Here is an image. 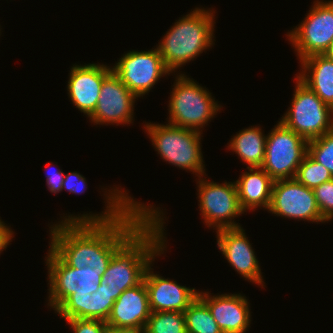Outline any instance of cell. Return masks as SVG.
I'll use <instances>...</instances> for the list:
<instances>
[{
	"label": "cell",
	"mask_w": 333,
	"mask_h": 333,
	"mask_svg": "<svg viewBox=\"0 0 333 333\" xmlns=\"http://www.w3.org/2000/svg\"><path fill=\"white\" fill-rule=\"evenodd\" d=\"M107 193L101 214L69 215L51 225L49 247L68 266L107 269L114 253L160 210L135 201L119 187Z\"/></svg>",
	"instance_id": "cell-1"
},
{
	"label": "cell",
	"mask_w": 333,
	"mask_h": 333,
	"mask_svg": "<svg viewBox=\"0 0 333 333\" xmlns=\"http://www.w3.org/2000/svg\"><path fill=\"white\" fill-rule=\"evenodd\" d=\"M161 212L153 214L112 256L102 282L115 301L122 292L140 284L147 267L164 253L167 244Z\"/></svg>",
	"instance_id": "cell-2"
},
{
	"label": "cell",
	"mask_w": 333,
	"mask_h": 333,
	"mask_svg": "<svg viewBox=\"0 0 333 333\" xmlns=\"http://www.w3.org/2000/svg\"><path fill=\"white\" fill-rule=\"evenodd\" d=\"M214 10L195 8L164 34L157 45L167 69L173 73L214 44Z\"/></svg>",
	"instance_id": "cell-3"
},
{
	"label": "cell",
	"mask_w": 333,
	"mask_h": 333,
	"mask_svg": "<svg viewBox=\"0 0 333 333\" xmlns=\"http://www.w3.org/2000/svg\"><path fill=\"white\" fill-rule=\"evenodd\" d=\"M144 128L160 157L179 168L204 176L201 132L172 124L147 123Z\"/></svg>",
	"instance_id": "cell-4"
},
{
	"label": "cell",
	"mask_w": 333,
	"mask_h": 333,
	"mask_svg": "<svg viewBox=\"0 0 333 333\" xmlns=\"http://www.w3.org/2000/svg\"><path fill=\"white\" fill-rule=\"evenodd\" d=\"M169 100L168 124L200 131L221 105L211 93L184 74H177Z\"/></svg>",
	"instance_id": "cell-5"
},
{
	"label": "cell",
	"mask_w": 333,
	"mask_h": 333,
	"mask_svg": "<svg viewBox=\"0 0 333 333\" xmlns=\"http://www.w3.org/2000/svg\"><path fill=\"white\" fill-rule=\"evenodd\" d=\"M288 111L280 122L307 141L333 130V109L298 77Z\"/></svg>",
	"instance_id": "cell-6"
},
{
	"label": "cell",
	"mask_w": 333,
	"mask_h": 333,
	"mask_svg": "<svg viewBox=\"0 0 333 333\" xmlns=\"http://www.w3.org/2000/svg\"><path fill=\"white\" fill-rule=\"evenodd\" d=\"M307 153L308 141L279 121L267 134L261 168L274 181L295 178Z\"/></svg>",
	"instance_id": "cell-7"
},
{
	"label": "cell",
	"mask_w": 333,
	"mask_h": 333,
	"mask_svg": "<svg viewBox=\"0 0 333 333\" xmlns=\"http://www.w3.org/2000/svg\"><path fill=\"white\" fill-rule=\"evenodd\" d=\"M47 254L48 305L51 308L55 310L70 295H88L98 290L106 269L70 267L50 247Z\"/></svg>",
	"instance_id": "cell-8"
},
{
	"label": "cell",
	"mask_w": 333,
	"mask_h": 333,
	"mask_svg": "<svg viewBox=\"0 0 333 333\" xmlns=\"http://www.w3.org/2000/svg\"><path fill=\"white\" fill-rule=\"evenodd\" d=\"M313 3L307 17L287 34L300 61L312 55H323L333 40V0Z\"/></svg>",
	"instance_id": "cell-9"
},
{
	"label": "cell",
	"mask_w": 333,
	"mask_h": 333,
	"mask_svg": "<svg viewBox=\"0 0 333 333\" xmlns=\"http://www.w3.org/2000/svg\"><path fill=\"white\" fill-rule=\"evenodd\" d=\"M201 178L202 176L197 181L198 201L205 224L215 227L217 231L241 227L239 223L232 221L244 213L239 204L236 183L225 181L219 184Z\"/></svg>",
	"instance_id": "cell-10"
},
{
	"label": "cell",
	"mask_w": 333,
	"mask_h": 333,
	"mask_svg": "<svg viewBox=\"0 0 333 333\" xmlns=\"http://www.w3.org/2000/svg\"><path fill=\"white\" fill-rule=\"evenodd\" d=\"M112 71L138 98L147 94L161 77L171 72L163 62L158 48L129 51L121 57Z\"/></svg>",
	"instance_id": "cell-11"
},
{
	"label": "cell",
	"mask_w": 333,
	"mask_h": 333,
	"mask_svg": "<svg viewBox=\"0 0 333 333\" xmlns=\"http://www.w3.org/2000/svg\"><path fill=\"white\" fill-rule=\"evenodd\" d=\"M268 211L298 221L326 222L321 216L313 189L296 178L274 181Z\"/></svg>",
	"instance_id": "cell-12"
},
{
	"label": "cell",
	"mask_w": 333,
	"mask_h": 333,
	"mask_svg": "<svg viewBox=\"0 0 333 333\" xmlns=\"http://www.w3.org/2000/svg\"><path fill=\"white\" fill-rule=\"evenodd\" d=\"M137 98L112 71L103 80L95 111L89 120L96 125L131 124Z\"/></svg>",
	"instance_id": "cell-13"
},
{
	"label": "cell",
	"mask_w": 333,
	"mask_h": 333,
	"mask_svg": "<svg viewBox=\"0 0 333 333\" xmlns=\"http://www.w3.org/2000/svg\"><path fill=\"white\" fill-rule=\"evenodd\" d=\"M242 227L221 229L217 233V246L229 264L245 280L263 285L259 261Z\"/></svg>",
	"instance_id": "cell-14"
},
{
	"label": "cell",
	"mask_w": 333,
	"mask_h": 333,
	"mask_svg": "<svg viewBox=\"0 0 333 333\" xmlns=\"http://www.w3.org/2000/svg\"><path fill=\"white\" fill-rule=\"evenodd\" d=\"M67 90L72 104L89 118L95 111L103 80L112 72L104 64L73 65Z\"/></svg>",
	"instance_id": "cell-15"
},
{
	"label": "cell",
	"mask_w": 333,
	"mask_h": 333,
	"mask_svg": "<svg viewBox=\"0 0 333 333\" xmlns=\"http://www.w3.org/2000/svg\"><path fill=\"white\" fill-rule=\"evenodd\" d=\"M151 270L153 269L149 265L143 280L152 312L179 311L183 313L198 297L199 291L195 288L182 286L174 280L153 273Z\"/></svg>",
	"instance_id": "cell-16"
},
{
	"label": "cell",
	"mask_w": 333,
	"mask_h": 333,
	"mask_svg": "<svg viewBox=\"0 0 333 333\" xmlns=\"http://www.w3.org/2000/svg\"><path fill=\"white\" fill-rule=\"evenodd\" d=\"M198 297L208 309L223 333H245L250 327L249 302L239 294L209 295L198 292Z\"/></svg>",
	"instance_id": "cell-17"
},
{
	"label": "cell",
	"mask_w": 333,
	"mask_h": 333,
	"mask_svg": "<svg viewBox=\"0 0 333 333\" xmlns=\"http://www.w3.org/2000/svg\"><path fill=\"white\" fill-rule=\"evenodd\" d=\"M151 313L148 292L143 280L137 286L122 292L114 302L106 324L144 331Z\"/></svg>",
	"instance_id": "cell-18"
},
{
	"label": "cell",
	"mask_w": 333,
	"mask_h": 333,
	"mask_svg": "<svg viewBox=\"0 0 333 333\" xmlns=\"http://www.w3.org/2000/svg\"><path fill=\"white\" fill-rule=\"evenodd\" d=\"M238 180V200L241 209L255 211L257 207L267 209L270 206L274 180L261 167L248 168Z\"/></svg>",
	"instance_id": "cell-19"
},
{
	"label": "cell",
	"mask_w": 333,
	"mask_h": 333,
	"mask_svg": "<svg viewBox=\"0 0 333 333\" xmlns=\"http://www.w3.org/2000/svg\"><path fill=\"white\" fill-rule=\"evenodd\" d=\"M300 62L302 72L296 77L333 109V61L325 55H312Z\"/></svg>",
	"instance_id": "cell-20"
},
{
	"label": "cell",
	"mask_w": 333,
	"mask_h": 333,
	"mask_svg": "<svg viewBox=\"0 0 333 333\" xmlns=\"http://www.w3.org/2000/svg\"><path fill=\"white\" fill-rule=\"evenodd\" d=\"M266 139L267 135L262 133L259 126H251L233 136L228 148L238 154L248 168L261 167L265 156Z\"/></svg>",
	"instance_id": "cell-21"
},
{
	"label": "cell",
	"mask_w": 333,
	"mask_h": 333,
	"mask_svg": "<svg viewBox=\"0 0 333 333\" xmlns=\"http://www.w3.org/2000/svg\"><path fill=\"white\" fill-rule=\"evenodd\" d=\"M187 333H223L208 306L197 297L183 312Z\"/></svg>",
	"instance_id": "cell-22"
},
{
	"label": "cell",
	"mask_w": 333,
	"mask_h": 333,
	"mask_svg": "<svg viewBox=\"0 0 333 333\" xmlns=\"http://www.w3.org/2000/svg\"><path fill=\"white\" fill-rule=\"evenodd\" d=\"M144 333H187L184 314L179 311L152 312Z\"/></svg>",
	"instance_id": "cell-23"
},
{
	"label": "cell",
	"mask_w": 333,
	"mask_h": 333,
	"mask_svg": "<svg viewBox=\"0 0 333 333\" xmlns=\"http://www.w3.org/2000/svg\"><path fill=\"white\" fill-rule=\"evenodd\" d=\"M295 178L306 187L314 189L320 184L332 180L333 176L324 165L315 161L307 153L298 167Z\"/></svg>",
	"instance_id": "cell-24"
},
{
	"label": "cell",
	"mask_w": 333,
	"mask_h": 333,
	"mask_svg": "<svg viewBox=\"0 0 333 333\" xmlns=\"http://www.w3.org/2000/svg\"><path fill=\"white\" fill-rule=\"evenodd\" d=\"M115 300L105 283H100L98 290L89 296L88 319L106 322Z\"/></svg>",
	"instance_id": "cell-25"
},
{
	"label": "cell",
	"mask_w": 333,
	"mask_h": 333,
	"mask_svg": "<svg viewBox=\"0 0 333 333\" xmlns=\"http://www.w3.org/2000/svg\"><path fill=\"white\" fill-rule=\"evenodd\" d=\"M308 154L333 176V130L308 141Z\"/></svg>",
	"instance_id": "cell-26"
},
{
	"label": "cell",
	"mask_w": 333,
	"mask_h": 333,
	"mask_svg": "<svg viewBox=\"0 0 333 333\" xmlns=\"http://www.w3.org/2000/svg\"><path fill=\"white\" fill-rule=\"evenodd\" d=\"M88 295H70L56 309L63 319H88Z\"/></svg>",
	"instance_id": "cell-27"
},
{
	"label": "cell",
	"mask_w": 333,
	"mask_h": 333,
	"mask_svg": "<svg viewBox=\"0 0 333 333\" xmlns=\"http://www.w3.org/2000/svg\"><path fill=\"white\" fill-rule=\"evenodd\" d=\"M322 218L328 222L333 219V179L313 189Z\"/></svg>",
	"instance_id": "cell-28"
},
{
	"label": "cell",
	"mask_w": 333,
	"mask_h": 333,
	"mask_svg": "<svg viewBox=\"0 0 333 333\" xmlns=\"http://www.w3.org/2000/svg\"><path fill=\"white\" fill-rule=\"evenodd\" d=\"M74 333H105L107 324L101 320L66 319Z\"/></svg>",
	"instance_id": "cell-29"
},
{
	"label": "cell",
	"mask_w": 333,
	"mask_h": 333,
	"mask_svg": "<svg viewBox=\"0 0 333 333\" xmlns=\"http://www.w3.org/2000/svg\"><path fill=\"white\" fill-rule=\"evenodd\" d=\"M86 187V178L77 171L70 172L65 175L62 189H66L70 193H84Z\"/></svg>",
	"instance_id": "cell-30"
},
{
	"label": "cell",
	"mask_w": 333,
	"mask_h": 333,
	"mask_svg": "<svg viewBox=\"0 0 333 333\" xmlns=\"http://www.w3.org/2000/svg\"><path fill=\"white\" fill-rule=\"evenodd\" d=\"M47 174V173H46ZM47 179V186L48 189L50 190L51 193L57 194L58 192H61L65 174L62 172V169L54 170V171H49L48 174L46 175Z\"/></svg>",
	"instance_id": "cell-31"
},
{
	"label": "cell",
	"mask_w": 333,
	"mask_h": 333,
	"mask_svg": "<svg viewBox=\"0 0 333 333\" xmlns=\"http://www.w3.org/2000/svg\"><path fill=\"white\" fill-rule=\"evenodd\" d=\"M14 232L0 219V254L12 241Z\"/></svg>",
	"instance_id": "cell-32"
},
{
	"label": "cell",
	"mask_w": 333,
	"mask_h": 333,
	"mask_svg": "<svg viewBox=\"0 0 333 333\" xmlns=\"http://www.w3.org/2000/svg\"><path fill=\"white\" fill-rule=\"evenodd\" d=\"M105 333H144V331L132 329V328H117V327L107 325Z\"/></svg>",
	"instance_id": "cell-33"
},
{
	"label": "cell",
	"mask_w": 333,
	"mask_h": 333,
	"mask_svg": "<svg viewBox=\"0 0 333 333\" xmlns=\"http://www.w3.org/2000/svg\"><path fill=\"white\" fill-rule=\"evenodd\" d=\"M323 55H325L329 60L333 61V40L330 43L329 48Z\"/></svg>",
	"instance_id": "cell-34"
}]
</instances>
